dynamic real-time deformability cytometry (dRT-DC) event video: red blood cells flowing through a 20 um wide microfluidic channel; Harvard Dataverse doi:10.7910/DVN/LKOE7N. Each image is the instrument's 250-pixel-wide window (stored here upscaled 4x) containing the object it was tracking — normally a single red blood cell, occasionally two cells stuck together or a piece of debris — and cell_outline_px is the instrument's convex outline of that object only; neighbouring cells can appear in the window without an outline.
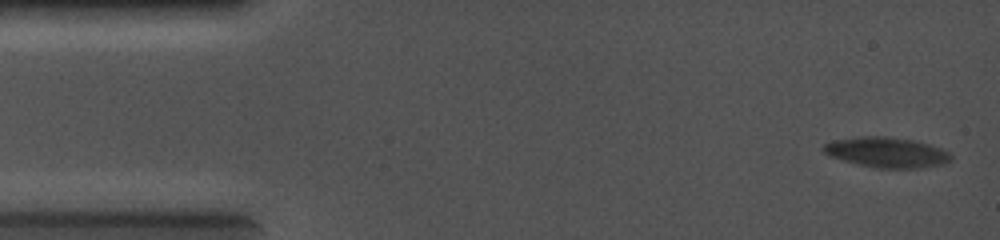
{"species": "common noctule bat (a hibernating species)", "species_latin": "Nyctalus noctula", "temperature_condition": "cold", "stored_images_in_passage": 19, "camera_frame_rate_fps": 5000, "um_per_image_px": 0.085, "animal": {"sex": "female", "body_mass_g": 19.0, "forearm_length_mm": 56.7}, "frame": {"image": 1, "passage_image": 1, "time_ms": 0.0, "image_size_px": [1000, 240], "cell_outline_px": [[952, 160], [940, 164], [920, 168], [876, 168], [844, 160], [832, 156], [824, 152], [820, 148], [824, 144], [832, 140], [860, 136], [884, 136], [912, 140], [928, 144], [940, 148], [948, 152], [952, 156]], "centroid_in_image_um": [75.35, 12.94], "position_along_channel_um": 9.7, "area_um2": 22.25}}
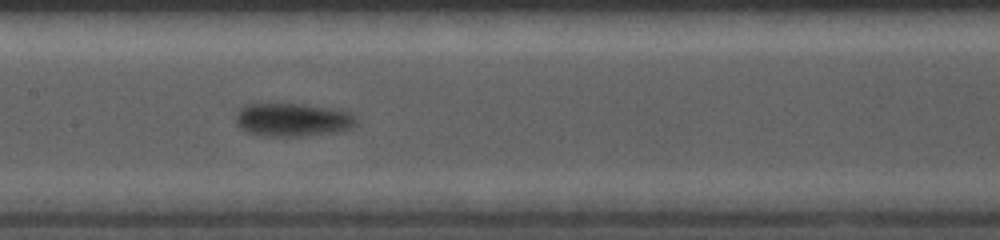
{"frame": {"image": 2, "passage_image": 9, "time_ms": 6.2, "image_size_px": [1000, 240], "cell_outline_px": [[356, 124], [352, 128], [336, 132], [304, 136], [264, 136], [248, 132], [240, 128], [236, 124], [236, 112], [244, 104], [296, 104], [340, 108], [356, 116]], "centroid_in_image_um": [24.89, 10.18], "position_along_channel_um": 182.5, "area_um2": 23.64}}
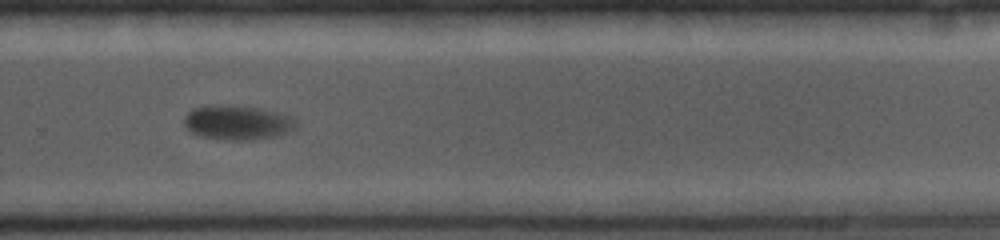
{"frame": {"image": 3, "passage_image": 17, "time_ms": 9.0, "image_size_px": [1000, 240], "cell_outline_px": [[296, 128], [288, 132], [276, 136], [252, 140], [232, 140], [200, 136], [188, 132], [184, 124], [184, 116], [192, 108], [208, 104], [220, 104], [260, 108], [284, 112], [292, 116], [296, 120]], "centroid_in_image_um": [20.18, 10.39], "position_along_channel_um": 309.6, "area_um2": 23.06}}